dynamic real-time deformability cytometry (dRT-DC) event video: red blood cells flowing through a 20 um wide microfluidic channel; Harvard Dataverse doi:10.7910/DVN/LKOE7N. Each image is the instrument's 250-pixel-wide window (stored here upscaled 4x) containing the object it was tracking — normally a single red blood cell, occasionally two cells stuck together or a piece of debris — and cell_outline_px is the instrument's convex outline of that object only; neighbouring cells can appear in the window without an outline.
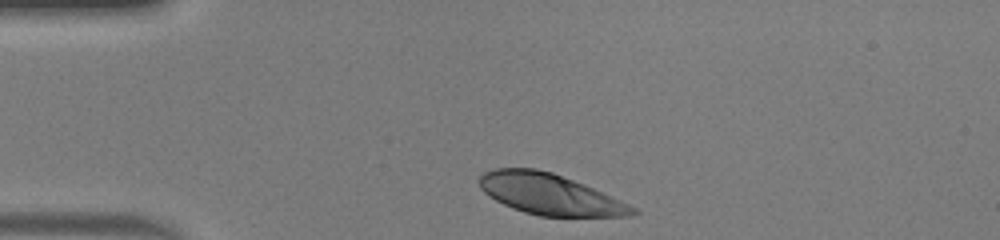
{"species": "human", "species_latin": "Homo sapiens", "temperature_condition": "warm", "stored_images_in_passage": 30, "camera_frame_rate_fps": 3000, "um_per_image_px": 0.085, "donor": {"sex": "male"}, "frame": {"image": 1, "passage_image": 1, "time_ms": 0.0, "image_size_px": [1000, 240], "cell_outline_px": [[640, 212], [632, 216], [540, 216], [524, 212], [512, 208], [488, 196], [480, 188], [476, 180], [484, 172], [492, 168], [536, 168], [552, 172], [584, 184], [628, 204], [636, 208]], "centroid_in_image_um": [46.68, 16.5], "position_along_channel_um": 38.3, "area_um2": 36.47}}
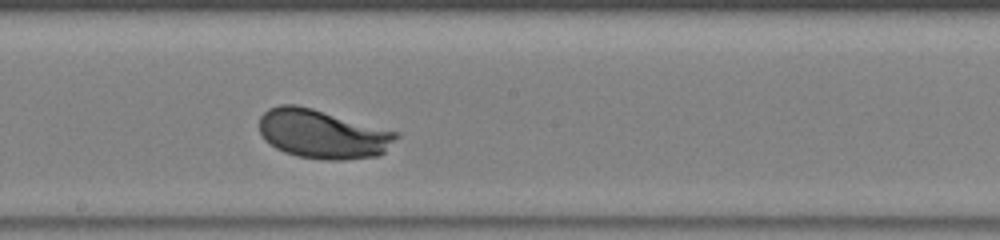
{"frame": {"image": 2, "passage_image": 17, "time_ms": 5.333, "image_size_px": [1000, 240], "cell_outline_px": [[400, 136], [384, 152], [376, 156], [344, 160], [324, 160], [300, 156], [284, 152], [276, 148], [264, 140], [260, 132], [260, 116], [268, 108], [280, 104], [296, 104], [312, 108], [400, 132]], "centroid_in_image_um": [27.43, 11.38], "position_along_channel_um": 220.8, "area_um2": 39.25}}
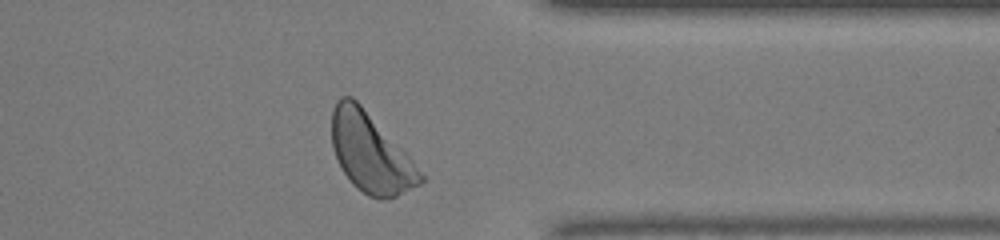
{"frame": {"image": 3, "passage_image": 29, "time_ms": 9.333, "image_size_px": [1000, 240], "cell_outline_px": [[424, 180], [420, 184], [396, 196], [380, 200], [368, 196], [356, 188], [352, 184], [344, 172], [332, 148], [332, 108], [336, 100], [340, 96], [352, 96], [408, 152], [424, 176]], "centroid_in_image_um": [31.51, 12.98], "position_along_channel_um": 379.9, "area_um2": 41.15}, "authors_computed_cell_mechanics": {"area_um2": 38.4081, "velocity_mm_per_s": 4.1631, "shape_relaxation_time_tau1_ms": 1.7759, "shape_relaxation_time_tau2_ms": null, "deformation_change_tau1": 0.1657, "deformation_change_tau2": null}}